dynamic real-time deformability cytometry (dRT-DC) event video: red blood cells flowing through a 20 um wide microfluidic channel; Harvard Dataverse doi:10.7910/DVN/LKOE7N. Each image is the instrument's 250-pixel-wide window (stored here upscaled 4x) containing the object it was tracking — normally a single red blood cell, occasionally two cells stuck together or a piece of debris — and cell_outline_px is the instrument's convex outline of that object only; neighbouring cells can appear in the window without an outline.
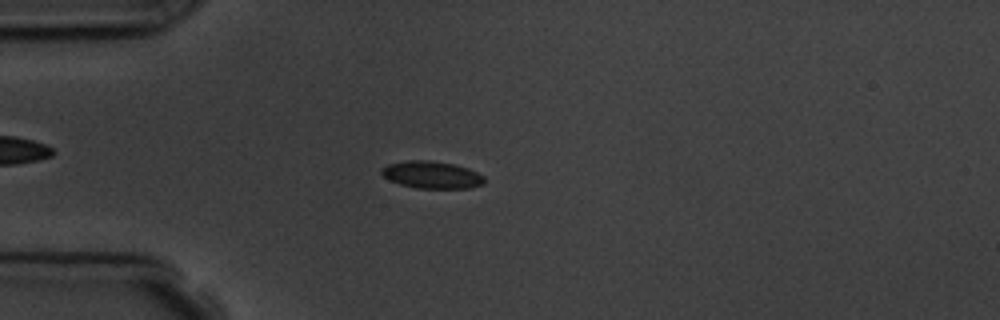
{"species": "common noctule bat (a hibernating species)", "species_latin": "Nyctalus noctula", "temperature_condition": "room temperature", "stored_images_in_passage": 10, "camera_frame_rate_fps": 3000, "um_per_image_px": 0.085, "animal": {"sex": "male", "body_mass_g": 19.5, "forearm_length_mm": 54.6}, "frame": {"image": 1, "passage_image": 5, "time_ms": 4.667, "image_size_px": [1000, 320], "cell_outline_px": [[484, 184], [468, 188], [416, 188], [400, 184], [388, 180], [380, 172], [380, 168], [388, 164], [408, 160], [432, 160], [452, 164], [468, 168], [484, 176]], "centroid_in_image_um": [36.67, 14.86], "position_along_channel_um": 48.3, "area_um2": 16.36}}